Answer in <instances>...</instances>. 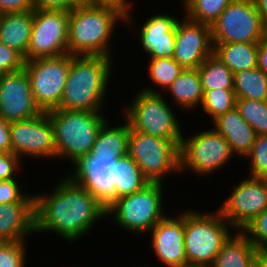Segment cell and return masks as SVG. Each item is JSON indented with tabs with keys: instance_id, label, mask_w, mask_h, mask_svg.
<instances>
[{
	"instance_id": "cell-1",
	"label": "cell",
	"mask_w": 267,
	"mask_h": 267,
	"mask_svg": "<svg viewBox=\"0 0 267 267\" xmlns=\"http://www.w3.org/2000/svg\"><path fill=\"white\" fill-rule=\"evenodd\" d=\"M34 195L36 233L53 232L71 243L86 237L106 217V207L69 175L48 194Z\"/></svg>"
},
{
	"instance_id": "cell-2",
	"label": "cell",
	"mask_w": 267,
	"mask_h": 267,
	"mask_svg": "<svg viewBox=\"0 0 267 267\" xmlns=\"http://www.w3.org/2000/svg\"><path fill=\"white\" fill-rule=\"evenodd\" d=\"M118 23L124 26L125 15L116 8L85 4L74 7L69 12L68 54L113 57L110 40Z\"/></svg>"
},
{
	"instance_id": "cell-3",
	"label": "cell",
	"mask_w": 267,
	"mask_h": 267,
	"mask_svg": "<svg viewBox=\"0 0 267 267\" xmlns=\"http://www.w3.org/2000/svg\"><path fill=\"white\" fill-rule=\"evenodd\" d=\"M113 58L107 56H72L64 93L58 109L103 111L110 85Z\"/></svg>"
},
{
	"instance_id": "cell-4",
	"label": "cell",
	"mask_w": 267,
	"mask_h": 267,
	"mask_svg": "<svg viewBox=\"0 0 267 267\" xmlns=\"http://www.w3.org/2000/svg\"><path fill=\"white\" fill-rule=\"evenodd\" d=\"M101 113V114H100ZM103 111H78L53 109L47 111L55 136L56 159L73 165L82 156L88 155L95 139L108 120Z\"/></svg>"
},
{
	"instance_id": "cell-5",
	"label": "cell",
	"mask_w": 267,
	"mask_h": 267,
	"mask_svg": "<svg viewBox=\"0 0 267 267\" xmlns=\"http://www.w3.org/2000/svg\"><path fill=\"white\" fill-rule=\"evenodd\" d=\"M184 210V246L187 264L212 266L233 227L220 212ZM214 213V214H213Z\"/></svg>"
},
{
	"instance_id": "cell-6",
	"label": "cell",
	"mask_w": 267,
	"mask_h": 267,
	"mask_svg": "<svg viewBox=\"0 0 267 267\" xmlns=\"http://www.w3.org/2000/svg\"><path fill=\"white\" fill-rule=\"evenodd\" d=\"M163 184L150 183L138 192L115 199L106 208V219L110 217L119 228L131 234L149 233L165 216Z\"/></svg>"
},
{
	"instance_id": "cell-7",
	"label": "cell",
	"mask_w": 267,
	"mask_h": 267,
	"mask_svg": "<svg viewBox=\"0 0 267 267\" xmlns=\"http://www.w3.org/2000/svg\"><path fill=\"white\" fill-rule=\"evenodd\" d=\"M164 96L138 90L129 106L126 104L120 111H124L122 116L132 130L166 140H182L183 127Z\"/></svg>"
},
{
	"instance_id": "cell-8",
	"label": "cell",
	"mask_w": 267,
	"mask_h": 267,
	"mask_svg": "<svg viewBox=\"0 0 267 267\" xmlns=\"http://www.w3.org/2000/svg\"><path fill=\"white\" fill-rule=\"evenodd\" d=\"M181 140H166L130 128L128 155L150 183H163L168 175L180 173Z\"/></svg>"
},
{
	"instance_id": "cell-9",
	"label": "cell",
	"mask_w": 267,
	"mask_h": 267,
	"mask_svg": "<svg viewBox=\"0 0 267 267\" xmlns=\"http://www.w3.org/2000/svg\"><path fill=\"white\" fill-rule=\"evenodd\" d=\"M206 130L195 132L187 138L182 136L179 147L181 173L190 170L195 176L205 177L223 169L234 158L227 140L213 128Z\"/></svg>"
},
{
	"instance_id": "cell-10",
	"label": "cell",
	"mask_w": 267,
	"mask_h": 267,
	"mask_svg": "<svg viewBox=\"0 0 267 267\" xmlns=\"http://www.w3.org/2000/svg\"><path fill=\"white\" fill-rule=\"evenodd\" d=\"M210 26L212 43H259L267 36L254 0H232Z\"/></svg>"
},
{
	"instance_id": "cell-11",
	"label": "cell",
	"mask_w": 267,
	"mask_h": 267,
	"mask_svg": "<svg viewBox=\"0 0 267 267\" xmlns=\"http://www.w3.org/2000/svg\"><path fill=\"white\" fill-rule=\"evenodd\" d=\"M70 65V54L26 60L24 69L36 105L42 112L59 107Z\"/></svg>"
},
{
	"instance_id": "cell-12",
	"label": "cell",
	"mask_w": 267,
	"mask_h": 267,
	"mask_svg": "<svg viewBox=\"0 0 267 267\" xmlns=\"http://www.w3.org/2000/svg\"><path fill=\"white\" fill-rule=\"evenodd\" d=\"M69 12L33 10V22L26 60L68 54Z\"/></svg>"
},
{
	"instance_id": "cell-13",
	"label": "cell",
	"mask_w": 267,
	"mask_h": 267,
	"mask_svg": "<svg viewBox=\"0 0 267 267\" xmlns=\"http://www.w3.org/2000/svg\"><path fill=\"white\" fill-rule=\"evenodd\" d=\"M242 179L217 209L235 231H242L267 208V178Z\"/></svg>"
},
{
	"instance_id": "cell-14",
	"label": "cell",
	"mask_w": 267,
	"mask_h": 267,
	"mask_svg": "<svg viewBox=\"0 0 267 267\" xmlns=\"http://www.w3.org/2000/svg\"><path fill=\"white\" fill-rule=\"evenodd\" d=\"M12 153L21 160L28 158H55L54 129L46 112L22 121L10 123Z\"/></svg>"
},
{
	"instance_id": "cell-15",
	"label": "cell",
	"mask_w": 267,
	"mask_h": 267,
	"mask_svg": "<svg viewBox=\"0 0 267 267\" xmlns=\"http://www.w3.org/2000/svg\"><path fill=\"white\" fill-rule=\"evenodd\" d=\"M42 113L36 105L24 68L0 74V117L6 122L27 120Z\"/></svg>"
},
{
	"instance_id": "cell-16",
	"label": "cell",
	"mask_w": 267,
	"mask_h": 267,
	"mask_svg": "<svg viewBox=\"0 0 267 267\" xmlns=\"http://www.w3.org/2000/svg\"><path fill=\"white\" fill-rule=\"evenodd\" d=\"M182 17L175 27L172 58L184 69L198 68L213 53L211 26Z\"/></svg>"
},
{
	"instance_id": "cell-17",
	"label": "cell",
	"mask_w": 267,
	"mask_h": 267,
	"mask_svg": "<svg viewBox=\"0 0 267 267\" xmlns=\"http://www.w3.org/2000/svg\"><path fill=\"white\" fill-rule=\"evenodd\" d=\"M117 157H96L89 153L72 166L69 175L93 194L106 208L114 201ZM73 172V173H72Z\"/></svg>"
},
{
	"instance_id": "cell-18",
	"label": "cell",
	"mask_w": 267,
	"mask_h": 267,
	"mask_svg": "<svg viewBox=\"0 0 267 267\" xmlns=\"http://www.w3.org/2000/svg\"><path fill=\"white\" fill-rule=\"evenodd\" d=\"M151 249L158 261L167 267H184L187 257L184 246V211L179 216L165 215L150 231Z\"/></svg>"
},
{
	"instance_id": "cell-19",
	"label": "cell",
	"mask_w": 267,
	"mask_h": 267,
	"mask_svg": "<svg viewBox=\"0 0 267 267\" xmlns=\"http://www.w3.org/2000/svg\"><path fill=\"white\" fill-rule=\"evenodd\" d=\"M179 19L174 15L158 13L146 18L142 25L139 41L145 54L150 58H169L173 56L175 27Z\"/></svg>"
},
{
	"instance_id": "cell-20",
	"label": "cell",
	"mask_w": 267,
	"mask_h": 267,
	"mask_svg": "<svg viewBox=\"0 0 267 267\" xmlns=\"http://www.w3.org/2000/svg\"><path fill=\"white\" fill-rule=\"evenodd\" d=\"M35 231V203L0 204V242L26 241Z\"/></svg>"
},
{
	"instance_id": "cell-21",
	"label": "cell",
	"mask_w": 267,
	"mask_h": 267,
	"mask_svg": "<svg viewBox=\"0 0 267 267\" xmlns=\"http://www.w3.org/2000/svg\"><path fill=\"white\" fill-rule=\"evenodd\" d=\"M210 123L214 126L211 128L227 140L234 156L239 155L245 159L250 154L256 133L236 107Z\"/></svg>"
},
{
	"instance_id": "cell-22",
	"label": "cell",
	"mask_w": 267,
	"mask_h": 267,
	"mask_svg": "<svg viewBox=\"0 0 267 267\" xmlns=\"http://www.w3.org/2000/svg\"><path fill=\"white\" fill-rule=\"evenodd\" d=\"M33 11L0 15V42L19 52L26 61Z\"/></svg>"
},
{
	"instance_id": "cell-23",
	"label": "cell",
	"mask_w": 267,
	"mask_h": 267,
	"mask_svg": "<svg viewBox=\"0 0 267 267\" xmlns=\"http://www.w3.org/2000/svg\"><path fill=\"white\" fill-rule=\"evenodd\" d=\"M223 244L212 267H253L260 253L242 231H235Z\"/></svg>"
},
{
	"instance_id": "cell-24",
	"label": "cell",
	"mask_w": 267,
	"mask_h": 267,
	"mask_svg": "<svg viewBox=\"0 0 267 267\" xmlns=\"http://www.w3.org/2000/svg\"><path fill=\"white\" fill-rule=\"evenodd\" d=\"M120 125L111 126L107 120L100 129L91 154L96 157H117L118 159L128 154V139L130 134V125L128 121Z\"/></svg>"
},
{
	"instance_id": "cell-25",
	"label": "cell",
	"mask_w": 267,
	"mask_h": 267,
	"mask_svg": "<svg viewBox=\"0 0 267 267\" xmlns=\"http://www.w3.org/2000/svg\"><path fill=\"white\" fill-rule=\"evenodd\" d=\"M212 44L213 54L216 55L233 74L257 67L258 43L234 42Z\"/></svg>"
},
{
	"instance_id": "cell-26",
	"label": "cell",
	"mask_w": 267,
	"mask_h": 267,
	"mask_svg": "<svg viewBox=\"0 0 267 267\" xmlns=\"http://www.w3.org/2000/svg\"><path fill=\"white\" fill-rule=\"evenodd\" d=\"M174 103L183 110L197 108L201 104L203 89L197 68L184 69L166 89Z\"/></svg>"
},
{
	"instance_id": "cell-27",
	"label": "cell",
	"mask_w": 267,
	"mask_h": 267,
	"mask_svg": "<svg viewBox=\"0 0 267 267\" xmlns=\"http://www.w3.org/2000/svg\"><path fill=\"white\" fill-rule=\"evenodd\" d=\"M114 177V200L138 192L150 184L128 154L117 159Z\"/></svg>"
},
{
	"instance_id": "cell-28",
	"label": "cell",
	"mask_w": 267,
	"mask_h": 267,
	"mask_svg": "<svg viewBox=\"0 0 267 267\" xmlns=\"http://www.w3.org/2000/svg\"><path fill=\"white\" fill-rule=\"evenodd\" d=\"M233 84L236 98L267 100V75L258 67L234 73Z\"/></svg>"
},
{
	"instance_id": "cell-29",
	"label": "cell",
	"mask_w": 267,
	"mask_h": 267,
	"mask_svg": "<svg viewBox=\"0 0 267 267\" xmlns=\"http://www.w3.org/2000/svg\"><path fill=\"white\" fill-rule=\"evenodd\" d=\"M203 92L213 89H234L233 72L213 53L197 68Z\"/></svg>"
},
{
	"instance_id": "cell-30",
	"label": "cell",
	"mask_w": 267,
	"mask_h": 267,
	"mask_svg": "<svg viewBox=\"0 0 267 267\" xmlns=\"http://www.w3.org/2000/svg\"><path fill=\"white\" fill-rule=\"evenodd\" d=\"M148 74L155 86H160L161 91L151 86L140 88L148 93H161L165 91L171 83L182 73L184 68L179 65L172 57L151 58L148 60ZM157 90V91H156Z\"/></svg>"
},
{
	"instance_id": "cell-31",
	"label": "cell",
	"mask_w": 267,
	"mask_h": 267,
	"mask_svg": "<svg viewBox=\"0 0 267 267\" xmlns=\"http://www.w3.org/2000/svg\"><path fill=\"white\" fill-rule=\"evenodd\" d=\"M185 16L194 22L211 25L232 0H181Z\"/></svg>"
},
{
	"instance_id": "cell-32",
	"label": "cell",
	"mask_w": 267,
	"mask_h": 267,
	"mask_svg": "<svg viewBox=\"0 0 267 267\" xmlns=\"http://www.w3.org/2000/svg\"><path fill=\"white\" fill-rule=\"evenodd\" d=\"M236 95L234 89H213L203 92L200 106L205 114L213 121L219 115L225 114L236 107Z\"/></svg>"
},
{
	"instance_id": "cell-33",
	"label": "cell",
	"mask_w": 267,
	"mask_h": 267,
	"mask_svg": "<svg viewBox=\"0 0 267 267\" xmlns=\"http://www.w3.org/2000/svg\"><path fill=\"white\" fill-rule=\"evenodd\" d=\"M240 115L253 128L256 135H267V100L256 101L246 98L236 99Z\"/></svg>"
},
{
	"instance_id": "cell-34",
	"label": "cell",
	"mask_w": 267,
	"mask_h": 267,
	"mask_svg": "<svg viewBox=\"0 0 267 267\" xmlns=\"http://www.w3.org/2000/svg\"><path fill=\"white\" fill-rule=\"evenodd\" d=\"M248 177L267 178V135H256L250 154Z\"/></svg>"
},
{
	"instance_id": "cell-35",
	"label": "cell",
	"mask_w": 267,
	"mask_h": 267,
	"mask_svg": "<svg viewBox=\"0 0 267 267\" xmlns=\"http://www.w3.org/2000/svg\"><path fill=\"white\" fill-rule=\"evenodd\" d=\"M26 241L0 242V267H25Z\"/></svg>"
},
{
	"instance_id": "cell-36",
	"label": "cell",
	"mask_w": 267,
	"mask_h": 267,
	"mask_svg": "<svg viewBox=\"0 0 267 267\" xmlns=\"http://www.w3.org/2000/svg\"><path fill=\"white\" fill-rule=\"evenodd\" d=\"M242 232L259 252H267V208L253 219Z\"/></svg>"
},
{
	"instance_id": "cell-37",
	"label": "cell",
	"mask_w": 267,
	"mask_h": 267,
	"mask_svg": "<svg viewBox=\"0 0 267 267\" xmlns=\"http://www.w3.org/2000/svg\"><path fill=\"white\" fill-rule=\"evenodd\" d=\"M16 179L0 180V204L35 203V195L25 193Z\"/></svg>"
},
{
	"instance_id": "cell-38",
	"label": "cell",
	"mask_w": 267,
	"mask_h": 267,
	"mask_svg": "<svg viewBox=\"0 0 267 267\" xmlns=\"http://www.w3.org/2000/svg\"><path fill=\"white\" fill-rule=\"evenodd\" d=\"M24 64L25 59L19 52L0 42V74L21 70Z\"/></svg>"
},
{
	"instance_id": "cell-39",
	"label": "cell",
	"mask_w": 267,
	"mask_h": 267,
	"mask_svg": "<svg viewBox=\"0 0 267 267\" xmlns=\"http://www.w3.org/2000/svg\"><path fill=\"white\" fill-rule=\"evenodd\" d=\"M22 160L12 152L0 153V180L15 179ZM17 168V169H16Z\"/></svg>"
},
{
	"instance_id": "cell-40",
	"label": "cell",
	"mask_w": 267,
	"mask_h": 267,
	"mask_svg": "<svg viewBox=\"0 0 267 267\" xmlns=\"http://www.w3.org/2000/svg\"><path fill=\"white\" fill-rule=\"evenodd\" d=\"M82 4L90 5V6H108L118 9L121 13L125 15V25H130L134 16L132 17V9L133 3L131 4V0H81ZM127 23V24H126ZM130 23V24H129Z\"/></svg>"
},
{
	"instance_id": "cell-41",
	"label": "cell",
	"mask_w": 267,
	"mask_h": 267,
	"mask_svg": "<svg viewBox=\"0 0 267 267\" xmlns=\"http://www.w3.org/2000/svg\"><path fill=\"white\" fill-rule=\"evenodd\" d=\"M80 4H82L81 0H33V7L37 10L70 12L74 7Z\"/></svg>"
},
{
	"instance_id": "cell-42",
	"label": "cell",
	"mask_w": 267,
	"mask_h": 267,
	"mask_svg": "<svg viewBox=\"0 0 267 267\" xmlns=\"http://www.w3.org/2000/svg\"><path fill=\"white\" fill-rule=\"evenodd\" d=\"M33 10V0H0V15Z\"/></svg>"
},
{
	"instance_id": "cell-43",
	"label": "cell",
	"mask_w": 267,
	"mask_h": 267,
	"mask_svg": "<svg viewBox=\"0 0 267 267\" xmlns=\"http://www.w3.org/2000/svg\"><path fill=\"white\" fill-rule=\"evenodd\" d=\"M12 152L10 123L0 117V153Z\"/></svg>"
},
{
	"instance_id": "cell-44",
	"label": "cell",
	"mask_w": 267,
	"mask_h": 267,
	"mask_svg": "<svg viewBox=\"0 0 267 267\" xmlns=\"http://www.w3.org/2000/svg\"><path fill=\"white\" fill-rule=\"evenodd\" d=\"M257 67L267 75V36L258 43Z\"/></svg>"
},
{
	"instance_id": "cell-45",
	"label": "cell",
	"mask_w": 267,
	"mask_h": 267,
	"mask_svg": "<svg viewBox=\"0 0 267 267\" xmlns=\"http://www.w3.org/2000/svg\"><path fill=\"white\" fill-rule=\"evenodd\" d=\"M254 3L261 16L263 24L267 28V0H254Z\"/></svg>"
},
{
	"instance_id": "cell-46",
	"label": "cell",
	"mask_w": 267,
	"mask_h": 267,
	"mask_svg": "<svg viewBox=\"0 0 267 267\" xmlns=\"http://www.w3.org/2000/svg\"><path fill=\"white\" fill-rule=\"evenodd\" d=\"M253 267H267V252H260L256 257Z\"/></svg>"
},
{
	"instance_id": "cell-47",
	"label": "cell",
	"mask_w": 267,
	"mask_h": 267,
	"mask_svg": "<svg viewBox=\"0 0 267 267\" xmlns=\"http://www.w3.org/2000/svg\"><path fill=\"white\" fill-rule=\"evenodd\" d=\"M184 267H212V266L186 264Z\"/></svg>"
}]
</instances>
